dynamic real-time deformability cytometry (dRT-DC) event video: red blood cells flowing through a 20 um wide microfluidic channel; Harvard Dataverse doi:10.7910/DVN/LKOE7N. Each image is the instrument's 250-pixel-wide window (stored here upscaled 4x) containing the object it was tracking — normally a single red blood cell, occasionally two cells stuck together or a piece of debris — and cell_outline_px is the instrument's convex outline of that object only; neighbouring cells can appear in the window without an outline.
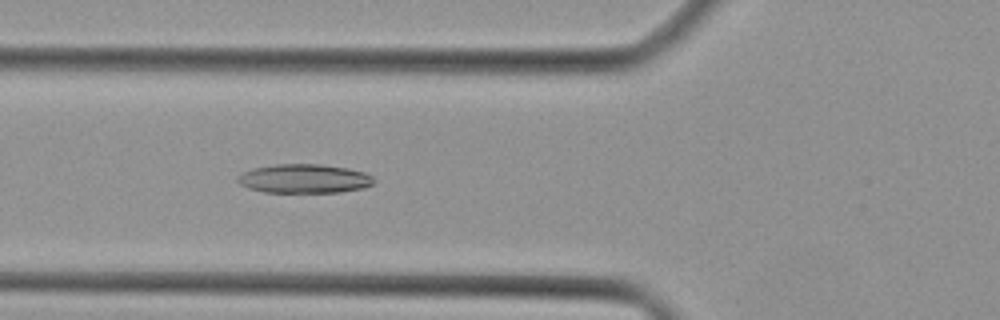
{"species": "Egyptian fruit bat (a non-hibernating species)", "species_latin": "Rousettus aegyptiacus", "temperature_condition": "cold", "stored_images_in_passage": 31, "camera_frame_rate_fps": 3000, "um_per_image_px": 0.085, "animal": {"sex": "female"}, "frame": {"image": 1, "passage_image": 9, "time_ms": 2.667, "image_size_px": [1000, 320], "cell_outline_px": [[376, 180], [372, 184], [364, 188], [340, 192], [264, 192], [248, 188], [240, 184], [236, 180], [236, 176], [252, 168], [276, 164], [320, 164], [348, 168], [364, 172], [372, 176]], "centroid_in_image_um": [25.85, 15.18], "position_along_channel_um": 99.9, "area_um2": 23.12}}
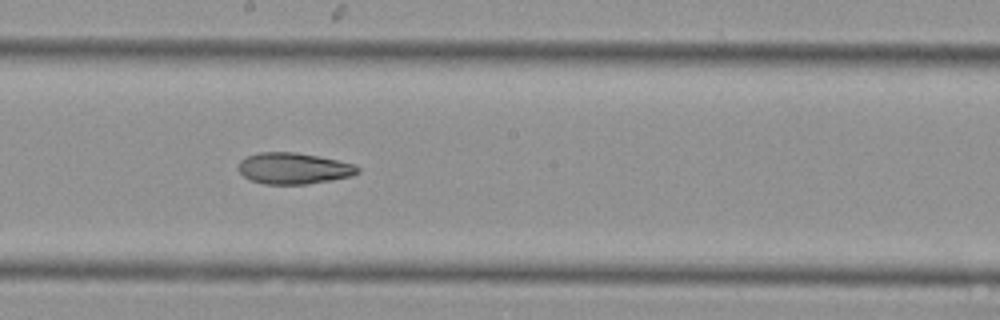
{"frame": {"image": 2, "passage_image": 17, "time_ms": 5.333, "image_size_px": [1000, 320], "cell_outline_px": [[360, 172], [352, 176], [332, 180], [308, 184], [264, 184], [252, 180], [244, 176], [236, 168], [240, 160], [248, 156], [260, 152], [296, 152], [356, 164], [360, 168]], "centroid_in_image_um": [24.97, 14.31], "position_along_channel_um": 223.2, "area_um2": 21.79}}
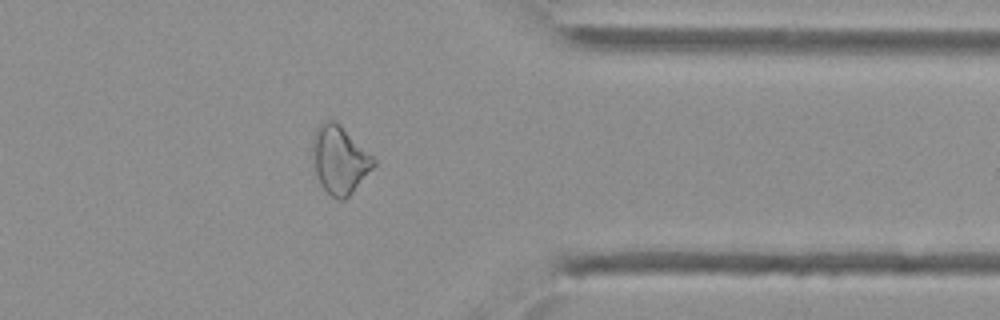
{"frame": {"image": 3, "passage_image": 28, "time_ms": 9.0, "image_size_px": [1000, 320], "cell_outline_px": [[376, 164], [352, 192], [344, 200], [336, 200], [320, 184], [312, 160], [312, 140], [316, 128], [324, 120], [332, 120], [372, 156], [376, 160]], "centroid_in_image_um": [28.82, 13.62], "position_along_channel_um": 382.6, "area_um2": 23.47}}